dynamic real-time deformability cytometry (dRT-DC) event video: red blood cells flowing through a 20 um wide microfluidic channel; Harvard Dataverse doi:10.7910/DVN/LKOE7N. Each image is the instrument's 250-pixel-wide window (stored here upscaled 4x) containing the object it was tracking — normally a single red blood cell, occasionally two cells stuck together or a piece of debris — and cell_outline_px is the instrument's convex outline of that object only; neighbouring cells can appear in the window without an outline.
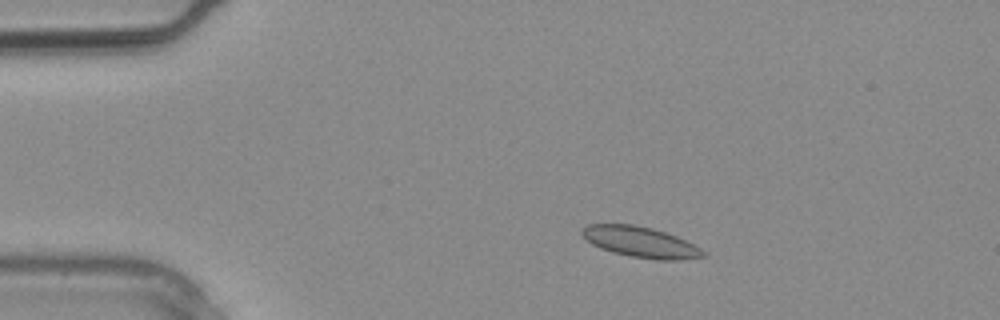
{"species": "common noctule bat (a hibernating species)", "species_latin": "Nyctalus noctula", "temperature_condition": "warm", "stored_images_in_passage": 2, "segment_of_instrument_passage": [1, 2], "camera_frame_rate_fps": 3000, "um_per_image_px": 0.085, "animal": {"sex": "male", "body_mass_g": 20.4}, "frame": {"image": 1, "passage_image": 1, "time_ms": 0.0, "image_size_px": [1000, 320], "cell_outline_px": [[708, 256], [680, 260], [656, 260], [632, 256], [612, 252], [600, 248], [592, 244], [580, 232], [588, 224], [632, 224], [652, 228], [676, 236], [708, 252]], "centroid_in_image_um": [54.48, 20.58], "position_along_channel_um": 30.5, "area_um2": 21.56}}